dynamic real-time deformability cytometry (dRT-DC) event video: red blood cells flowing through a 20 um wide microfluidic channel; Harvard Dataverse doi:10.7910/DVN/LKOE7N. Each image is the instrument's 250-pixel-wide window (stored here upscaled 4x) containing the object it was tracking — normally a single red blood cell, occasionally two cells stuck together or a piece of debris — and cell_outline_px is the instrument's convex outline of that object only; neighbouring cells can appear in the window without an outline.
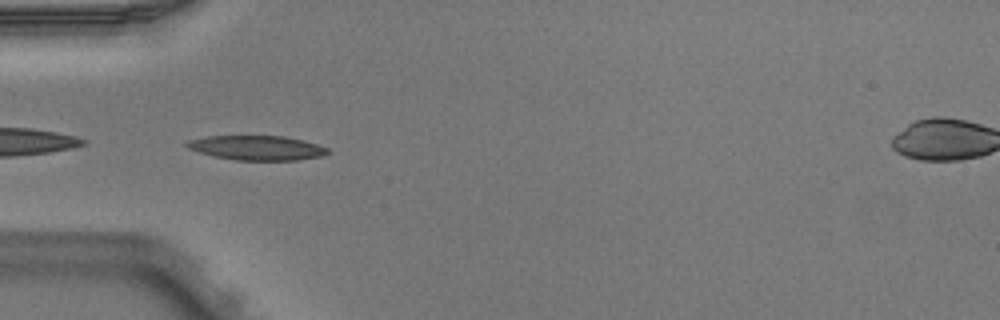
{"species": "Egyptian fruit bat (a non-hibernating species)", "species_latin": "Rousettus aegyptiacus", "temperature_condition": "warm", "stored_images_in_passage": 6, "segment_of_instrument_passage": [2, 2], "camera_frame_rate_fps": 3000, "um_per_image_px": 0.085, "animal": {"sex": "male"}, "frame": {"image": 1, "passage_image": 4, "time_ms": 1.0, "image_size_px": [1000, 320], "cell_outline_px": [[332, 152], [324, 156], [296, 160], [236, 160], [212, 156], [188, 148], [184, 144], [188, 140], [208, 136], [284, 136], [304, 140], [328, 148]], "centroid_in_image_um": [21.87, 12.57], "position_along_channel_um": 63.1, "area_um2": 20.23}}
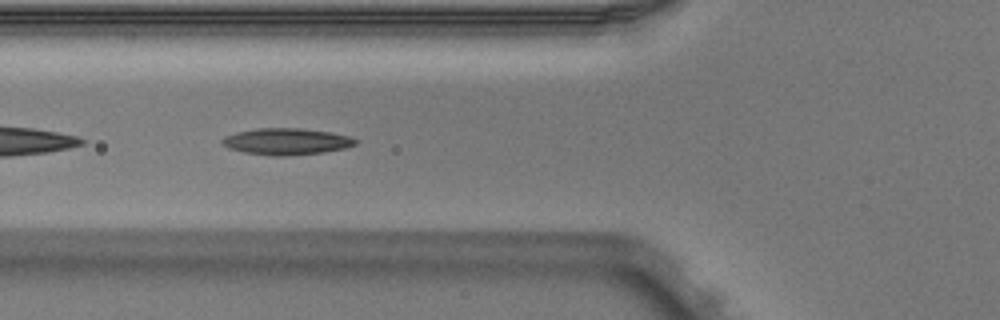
{"frame": {"image": 2, "passage_image": 5, "time_ms": 1.333, "image_size_px": [1000, 320], "cell_outline_px": [[360, 140], [356, 144], [344, 148], [324, 152], [280, 156], [272, 156], [244, 152], [228, 148], [220, 140], [224, 136], [236, 132], [256, 128], [300, 128], [328, 132], [348, 136]], "centroid_in_image_um": [24.33, 12.02], "position_along_channel_um": 101.5, "area_um2": 20.52}}
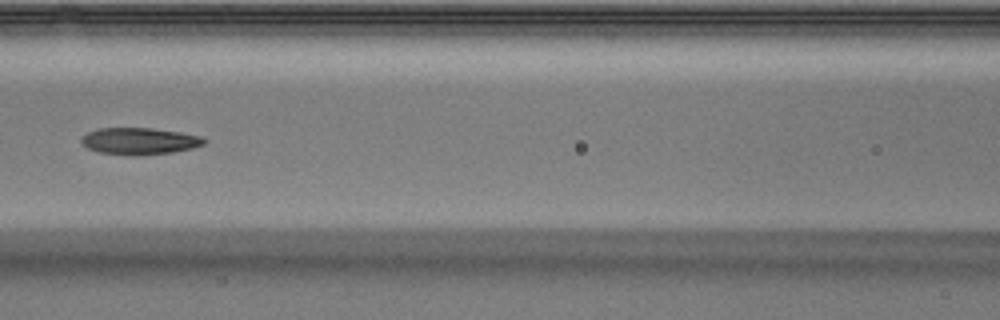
{"frame": {"image": 3, "passage_image": 6, "time_ms": 1.667, "image_size_px": [1000, 320], "cell_outline_px": [[208, 140], [204, 144], [192, 148], [172, 152], [140, 156], [132, 156], [100, 152], [88, 148], [80, 140], [88, 132], [96, 128], [152, 128], [180, 132], [200, 136]], "centroid_in_image_um": [11.87, 11.99], "position_along_channel_um": 154.7, "area_um2": 19.19}}